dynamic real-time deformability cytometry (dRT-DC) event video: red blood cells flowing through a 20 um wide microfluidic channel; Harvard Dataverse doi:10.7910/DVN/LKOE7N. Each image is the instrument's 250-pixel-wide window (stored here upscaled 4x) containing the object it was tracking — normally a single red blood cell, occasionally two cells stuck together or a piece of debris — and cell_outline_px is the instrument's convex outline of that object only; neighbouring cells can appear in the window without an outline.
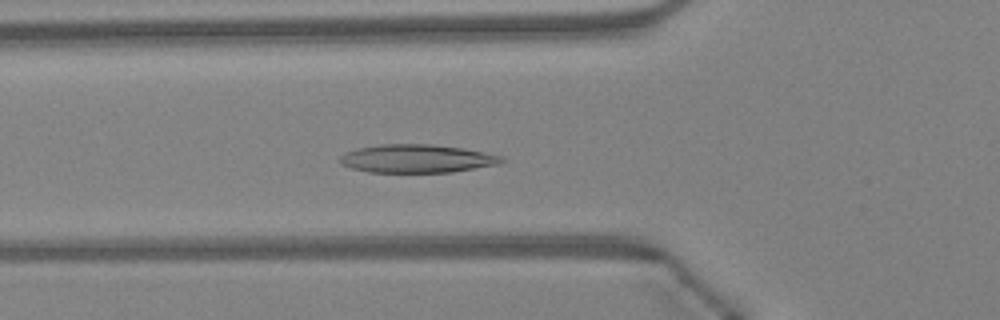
{"species": "Egyptian fruit bat (a non-hibernating species)", "species_latin": "Rousettus aegyptiacus", "temperature_condition": "warm", "stored_images_in_passage": 45, "camera_frame_rate_fps": 3000, "um_per_image_px": 0.085, "animal": {"sex": "female"}, "frame": {"image": 1, "passage_image": 15, "time_ms": 4.667, "image_size_px": [1000, 320], "cell_outline_px": [[508, 160], [500, 164], [452, 172], [368, 172], [352, 168], [340, 164], [340, 156], [344, 152], [356, 148], [380, 144], [432, 144], [464, 148], [500, 156]], "centroid_in_image_um": [35.42, 13.48], "position_along_channel_um": 90.4, "area_um2": 26.76}}
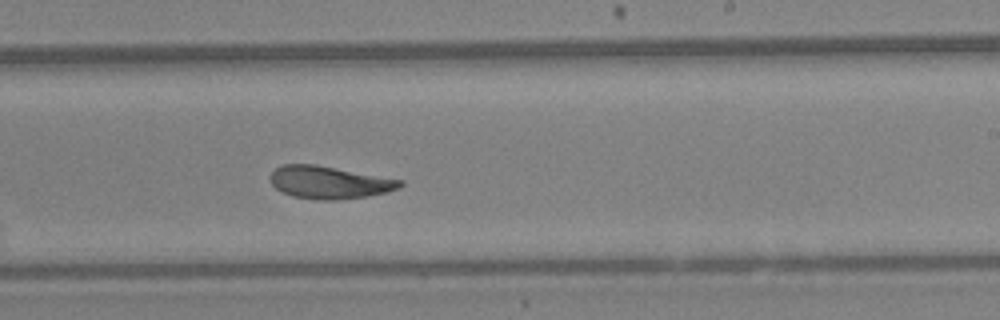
{"frame": {"image": 2, "passage_image": 27, "time_ms": 8.667, "image_size_px": [1000, 320], "cell_outline_px": [[404, 184], [400, 188], [388, 192], [368, 196], [336, 200], [316, 200], [292, 196], [276, 188], [272, 184], [268, 176], [276, 168], [284, 164], [316, 164], [404, 180]], "centroid_in_image_um": [28.01, 15.5], "position_along_channel_um": 261.0, "area_um2": 24.85}}
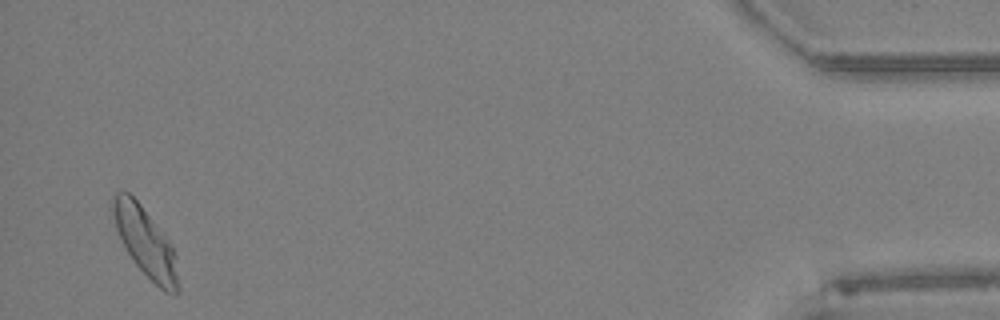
{"frame": {"image": 3, "passage_image": 44, "time_ms": 14.333, "image_size_px": [1000, 320], "cell_outline_px": [[180, 288], [176, 292], [164, 292], [136, 264], [128, 252], [116, 228], [112, 212], [112, 196], [116, 192], [128, 192], [140, 204], [164, 236], [172, 248], [176, 256]], "centroid_in_image_um": [12.36, 20.59], "position_along_channel_um": 422.8, "area_um2": 25.32}, "authors_computed_cell_mechanics": {"area_um2": 25.3164, "velocity_mm_per_s": 4.2906, "shape_relaxation_time_tau1_ms": 6.9111, "shape_relaxation_time_tau2_ms": 3.0539, "deformation_change_tau1": 0.1949, "deformation_change_tau2": 0.1065}}